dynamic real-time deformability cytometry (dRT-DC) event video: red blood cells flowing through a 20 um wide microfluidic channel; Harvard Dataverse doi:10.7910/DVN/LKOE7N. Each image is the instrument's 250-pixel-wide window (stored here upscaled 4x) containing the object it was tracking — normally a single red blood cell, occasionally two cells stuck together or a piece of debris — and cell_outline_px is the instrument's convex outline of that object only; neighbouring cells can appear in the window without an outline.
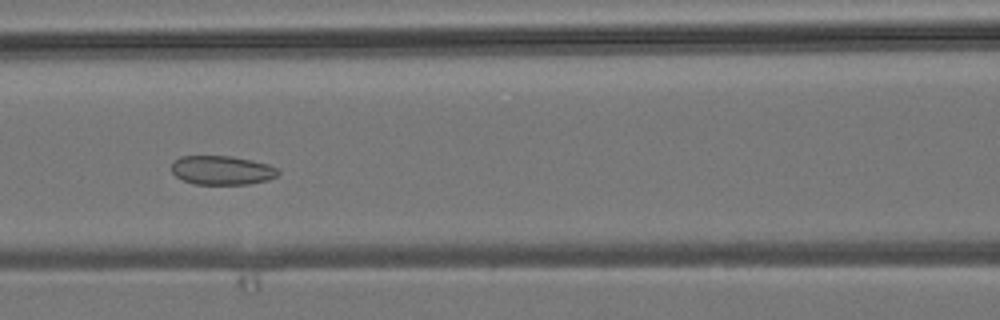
{"species": "common noctule bat (a hibernating species)", "species_latin": "Nyctalus noctula", "temperature_condition": "room temperature", "stored_images_in_passage": 6, "camera_frame_rate_fps": 3000, "um_per_image_px": 0.085, "animal": {"sex": "male", "body_mass_g": 19.2, "forearm_length_mm": 51.8}, "frame": {"image": 1, "passage_image": 6, "time_ms": 5.667, "image_size_px": [1000, 320], "cell_outline_px": [[280, 172], [276, 176], [268, 180], [248, 184], [196, 184], [184, 180], [176, 176], [172, 172], [172, 164], [180, 156], [232, 156], [252, 160], [268, 164], [276, 168]], "centroid_in_image_um": [18.88, 14.47], "position_along_channel_um": 147.7, "area_um2": 17.92}}